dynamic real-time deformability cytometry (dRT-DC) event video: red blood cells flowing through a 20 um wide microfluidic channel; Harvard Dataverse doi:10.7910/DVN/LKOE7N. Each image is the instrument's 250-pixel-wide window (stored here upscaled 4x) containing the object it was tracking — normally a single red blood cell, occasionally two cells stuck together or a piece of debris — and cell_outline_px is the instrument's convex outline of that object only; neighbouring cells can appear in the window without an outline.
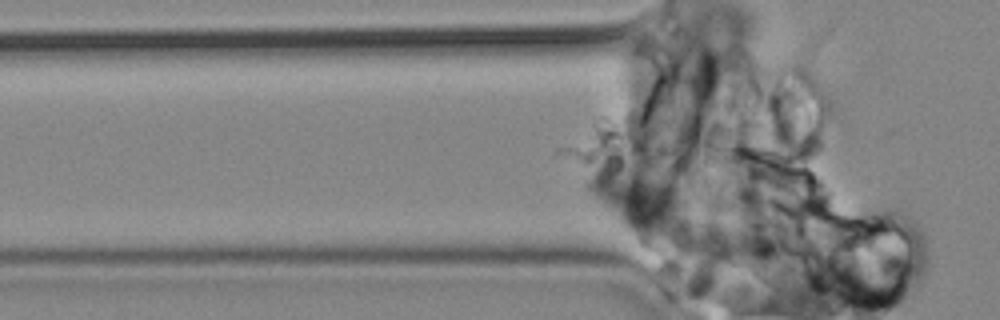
{"species": "common noctule bat (a hibernating species)", "species_latin": "Nyctalus noctula", "temperature_condition": "cold", "stored_images_in_passage": 102, "camera_frame_rate_fps": 3000, "um_per_image_px": 0.085, "animal": {"sex": "male", "body_mass_g": 19.2, "forearm_length_mm": 51.8}, "frame": {"image": 1, "passage_image": 45, "time_ms": 14.667, "image_size_px": [1000, 320], "cell_outline_px": [[688, 220], [676, 228], [656, 232], [640, 232], [632, 228], [592, 200], [588, 196], [584, 188], [584, 180], [588, 172], [600, 160], [620, 156], [672, 196], [680, 204]], "centroid_in_image_um": [53.78, 16.72], "position_along_channel_um": 72.0, "area_um2": 33.64}}
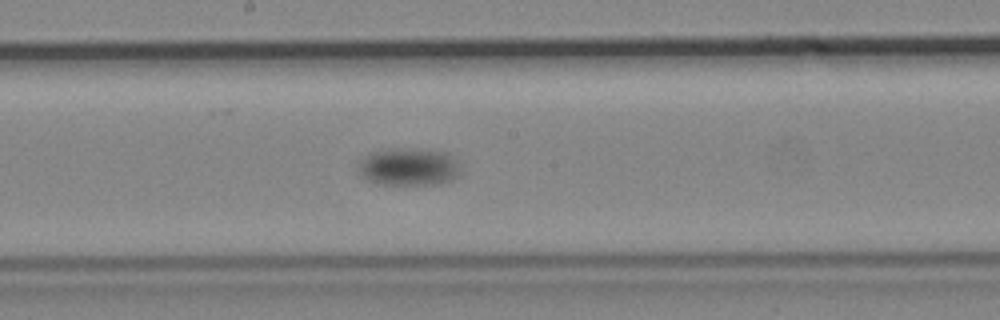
{"frame": {"image": 2, "passage_image": 64, "time_ms": 21.0, "image_size_px": [1000, 320], "cell_outline_px": [[460, 172], [456, 176], [440, 184], [376, 184], [368, 180], [360, 172], [356, 160], [368, 152], [392, 148], [416, 148], [448, 152], [456, 160]], "centroid_in_image_um": [34.68, 14.15], "position_along_channel_um": 213.5, "area_um2": 22.72}}
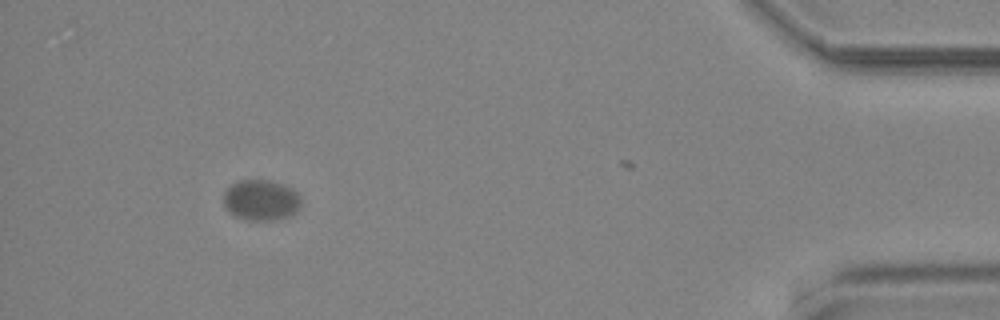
{"frame": {"image": 3, "passage_image": 95, "time_ms": 31.333, "image_size_px": [1000, 320], "cell_outline_px": [[300, 208], [296, 212], [288, 216], [272, 220], [248, 220], [236, 216], [224, 208], [224, 192], [232, 184], [240, 180], [268, 180], [292, 188], [300, 196]], "centroid_in_image_um": [22.18, 17.01], "position_along_channel_um": 413.0, "area_um2": 18.26}}